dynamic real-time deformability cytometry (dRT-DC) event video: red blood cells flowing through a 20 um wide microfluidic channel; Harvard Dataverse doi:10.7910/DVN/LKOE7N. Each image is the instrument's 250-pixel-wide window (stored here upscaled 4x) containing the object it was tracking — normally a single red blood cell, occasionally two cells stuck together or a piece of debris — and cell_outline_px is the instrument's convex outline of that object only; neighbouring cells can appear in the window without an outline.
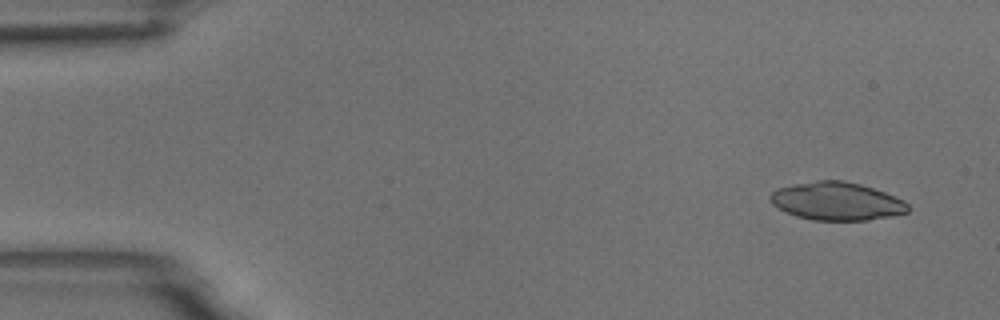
{"species": "common noctule bat (a hibernating species)", "species_latin": "Nyctalus noctula", "temperature_condition": "room temperature", "stored_images_in_passage": 5, "camera_frame_rate_fps": 3000, "um_per_image_px": 0.085, "animal": {"sex": "male", "body_mass_g": 18.8}, "frame": {"image": 1, "passage_image": 1, "time_ms": 0.0, "image_size_px": [1000, 320], "cell_outline_px": [[908, 212], [892, 216], [868, 220], [812, 220], [796, 216], [772, 204], [768, 196], [776, 188], [816, 180], [844, 180], [860, 184], [884, 192], [904, 200], [908, 204]], "centroid_in_image_um": [71.12, 17.1], "position_along_channel_um": 13.9, "area_um2": 30.46}}